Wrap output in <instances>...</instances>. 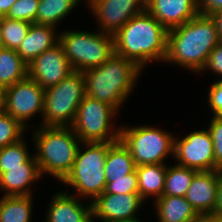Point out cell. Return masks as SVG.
I'll return each mask as SVG.
<instances>
[{
    "mask_svg": "<svg viewBox=\"0 0 222 222\" xmlns=\"http://www.w3.org/2000/svg\"><path fill=\"white\" fill-rule=\"evenodd\" d=\"M24 139L0 148V175L6 171V168L22 167V163L33 156L28 152Z\"/></svg>",
    "mask_w": 222,
    "mask_h": 222,
    "instance_id": "83f0119b",
    "label": "cell"
},
{
    "mask_svg": "<svg viewBox=\"0 0 222 222\" xmlns=\"http://www.w3.org/2000/svg\"><path fill=\"white\" fill-rule=\"evenodd\" d=\"M81 2V0H40L36 24L57 27L66 16Z\"/></svg>",
    "mask_w": 222,
    "mask_h": 222,
    "instance_id": "d4e9b609",
    "label": "cell"
},
{
    "mask_svg": "<svg viewBox=\"0 0 222 222\" xmlns=\"http://www.w3.org/2000/svg\"><path fill=\"white\" fill-rule=\"evenodd\" d=\"M96 32L68 30L59 33V43L73 70L84 72L95 68L114 54L113 35Z\"/></svg>",
    "mask_w": 222,
    "mask_h": 222,
    "instance_id": "52a82bcc",
    "label": "cell"
},
{
    "mask_svg": "<svg viewBox=\"0 0 222 222\" xmlns=\"http://www.w3.org/2000/svg\"><path fill=\"white\" fill-rule=\"evenodd\" d=\"M85 95L83 72L75 70L57 85L45 89L41 125L71 127Z\"/></svg>",
    "mask_w": 222,
    "mask_h": 222,
    "instance_id": "8992f818",
    "label": "cell"
},
{
    "mask_svg": "<svg viewBox=\"0 0 222 222\" xmlns=\"http://www.w3.org/2000/svg\"><path fill=\"white\" fill-rule=\"evenodd\" d=\"M92 204L93 218L102 222H115L136 218L144 200L139 193L111 194L103 193Z\"/></svg>",
    "mask_w": 222,
    "mask_h": 222,
    "instance_id": "5bb4252c",
    "label": "cell"
},
{
    "mask_svg": "<svg viewBox=\"0 0 222 222\" xmlns=\"http://www.w3.org/2000/svg\"><path fill=\"white\" fill-rule=\"evenodd\" d=\"M17 0H0V17H6L8 14L11 6L16 2Z\"/></svg>",
    "mask_w": 222,
    "mask_h": 222,
    "instance_id": "74e56055",
    "label": "cell"
},
{
    "mask_svg": "<svg viewBox=\"0 0 222 222\" xmlns=\"http://www.w3.org/2000/svg\"><path fill=\"white\" fill-rule=\"evenodd\" d=\"M207 101L213 115H222V80L211 85Z\"/></svg>",
    "mask_w": 222,
    "mask_h": 222,
    "instance_id": "d6a6232c",
    "label": "cell"
},
{
    "mask_svg": "<svg viewBox=\"0 0 222 222\" xmlns=\"http://www.w3.org/2000/svg\"><path fill=\"white\" fill-rule=\"evenodd\" d=\"M3 47V44H2V36H1V17H0V48Z\"/></svg>",
    "mask_w": 222,
    "mask_h": 222,
    "instance_id": "b9f144b4",
    "label": "cell"
},
{
    "mask_svg": "<svg viewBox=\"0 0 222 222\" xmlns=\"http://www.w3.org/2000/svg\"><path fill=\"white\" fill-rule=\"evenodd\" d=\"M167 35L168 30L147 10L143 11L113 35L114 53L134 62L143 71L149 62H164Z\"/></svg>",
    "mask_w": 222,
    "mask_h": 222,
    "instance_id": "7a4b0ae2",
    "label": "cell"
},
{
    "mask_svg": "<svg viewBox=\"0 0 222 222\" xmlns=\"http://www.w3.org/2000/svg\"><path fill=\"white\" fill-rule=\"evenodd\" d=\"M146 10L167 30L200 14L199 0H146Z\"/></svg>",
    "mask_w": 222,
    "mask_h": 222,
    "instance_id": "9a60e30c",
    "label": "cell"
},
{
    "mask_svg": "<svg viewBox=\"0 0 222 222\" xmlns=\"http://www.w3.org/2000/svg\"><path fill=\"white\" fill-rule=\"evenodd\" d=\"M177 165L196 171L215 170L214 145L208 129L191 131L185 137L174 136Z\"/></svg>",
    "mask_w": 222,
    "mask_h": 222,
    "instance_id": "30bf717a",
    "label": "cell"
},
{
    "mask_svg": "<svg viewBox=\"0 0 222 222\" xmlns=\"http://www.w3.org/2000/svg\"><path fill=\"white\" fill-rule=\"evenodd\" d=\"M101 32L114 35L132 17L146 11V0H86Z\"/></svg>",
    "mask_w": 222,
    "mask_h": 222,
    "instance_id": "7c38bea8",
    "label": "cell"
},
{
    "mask_svg": "<svg viewBox=\"0 0 222 222\" xmlns=\"http://www.w3.org/2000/svg\"><path fill=\"white\" fill-rule=\"evenodd\" d=\"M40 0H17L10 8L6 17L36 24V13Z\"/></svg>",
    "mask_w": 222,
    "mask_h": 222,
    "instance_id": "f546056e",
    "label": "cell"
},
{
    "mask_svg": "<svg viewBox=\"0 0 222 222\" xmlns=\"http://www.w3.org/2000/svg\"><path fill=\"white\" fill-rule=\"evenodd\" d=\"M219 170L198 171L186 192L185 199L200 215L214 214Z\"/></svg>",
    "mask_w": 222,
    "mask_h": 222,
    "instance_id": "2e32d148",
    "label": "cell"
},
{
    "mask_svg": "<svg viewBox=\"0 0 222 222\" xmlns=\"http://www.w3.org/2000/svg\"><path fill=\"white\" fill-rule=\"evenodd\" d=\"M32 195L2 196L0 198V222H31Z\"/></svg>",
    "mask_w": 222,
    "mask_h": 222,
    "instance_id": "cb8c5ba5",
    "label": "cell"
},
{
    "mask_svg": "<svg viewBox=\"0 0 222 222\" xmlns=\"http://www.w3.org/2000/svg\"><path fill=\"white\" fill-rule=\"evenodd\" d=\"M103 193H139L136 171L120 179H112V182L106 183V188Z\"/></svg>",
    "mask_w": 222,
    "mask_h": 222,
    "instance_id": "4dcf8cb0",
    "label": "cell"
},
{
    "mask_svg": "<svg viewBox=\"0 0 222 222\" xmlns=\"http://www.w3.org/2000/svg\"><path fill=\"white\" fill-rule=\"evenodd\" d=\"M79 200L68 192H56L48 204L44 222H93L92 204L84 206Z\"/></svg>",
    "mask_w": 222,
    "mask_h": 222,
    "instance_id": "e0dca14e",
    "label": "cell"
},
{
    "mask_svg": "<svg viewBox=\"0 0 222 222\" xmlns=\"http://www.w3.org/2000/svg\"><path fill=\"white\" fill-rule=\"evenodd\" d=\"M140 197L145 201L150 196L155 200L163 195L167 165L151 164L136 166Z\"/></svg>",
    "mask_w": 222,
    "mask_h": 222,
    "instance_id": "44dd1931",
    "label": "cell"
},
{
    "mask_svg": "<svg viewBox=\"0 0 222 222\" xmlns=\"http://www.w3.org/2000/svg\"><path fill=\"white\" fill-rule=\"evenodd\" d=\"M26 21L12 20L1 17V36L4 48L17 50L28 33L30 25Z\"/></svg>",
    "mask_w": 222,
    "mask_h": 222,
    "instance_id": "4316f807",
    "label": "cell"
},
{
    "mask_svg": "<svg viewBox=\"0 0 222 222\" xmlns=\"http://www.w3.org/2000/svg\"><path fill=\"white\" fill-rule=\"evenodd\" d=\"M6 91H7V87L0 84V112H3L5 108Z\"/></svg>",
    "mask_w": 222,
    "mask_h": 222,
    "instance_id": "ab89813d",
    "label": "cell"
},
{
    "mask_svg": "<svg viewBox=\"0 0 222 222\" xmlns=\"http://www.w3.org/2000/svg\"><path fill=\"white\" fill-rule=\"evenodd\" d=\"M198 171L177 164L169 167L165 174L163 195L185 197L194 175Z\"/></svg>",
    "mask_w": 222,
    "mask_h": 222,
    "instance_id": "484cf974",
    "label": "cell"
},
{
    "mask_svg": "<svg viewBox=\"0 0 222 222\" xmlns=\"http://www.w3.org/2000/svg\"><path fill=\"white\" fill-rule=\"evenodd\" d=\"M208 130L214 145L215 170L222 171V115H213Z\"/></svg>",
    "mask_w": 222,
    "mask_h": 222,
    "instance_id": "1f68e13d",
    "label": "cell"
},
{
    "mask_svg": "<svg viewBox=\"0 0 222 222\" xmlns=\"http://www.w3.org/2000/svg\"><path fill=\"white\" fill-rule=\"evenodd\" d=\"M120 140L129 149L136 166L164 164L168 155L174 156V135L161 128L120 125Z\"/></svg>",
    "mask_w": 222,
    "mask_h": 222,
    "instance_id": "ba28073f",
    "label": "cell"
},
{
    "mask_svg": "<svg viewBox=\"0 0 222 222\" xmlns=\"http://www.w3.org/2000/svg\"><path fill=\"white\" fill-rule=\"evenodd\" d=\"M117 113L111 105L85 95L71 127L81 142L114 143L120 140V126H113Z\"/></svg>",
    "mask_w": 222,
    "mask_h": 222,
    "instance_id": "9c48e42d",
    "label": "cell"
},
{
    "mask_svg": "<svg viewBox=\"0 0 222 222\" xmlns=\"http://www.w3.org/2000/svg\"><path fill=\"white\" fill-rule=\"evenodd\" d=\"M73 71L60 43L44 51L28 64V76L43 89L57 85Z\"/></svg>",
    "mask_w": 222,
    "mask_h": 222,
    "instance_id": "4fadbf2b",
    "label": "cell"
},
{
    "mask_svg": "<svg viewBox=\"0 0 222 222\" xmlns=\"http://www.w3.org/2000/svg\"><path fill=\"white\" fill-rule=\"evenodd\" d=\"M222 9V0H199V12L201 15L211 16Z\"/></svg>",
    "mask_w": 222,
    "mask_h": 222,
    "instance_id": "e575fe53",
    "label": "cell"
},
{
    "mask_svg": "<svg viewBox=\"0 0 222 222\" xmlns=\"http://www.w3.org/2000/svg\"><path fill=\"white\" fill-rule=\"evenodd\" d=\"M40 127L32 134L39 170L41 175L48 173L62 182L72 170L82 142L72 127Z\"/></svg>",
    "mask_w": 222,
    "mask_h": 222,
    "instance_id": "277c9868",
    "label": "cell"
},
{
    "mask_svg": "<svg viewBox=\"0 0 222 222\" xmlns=\"http://www.w3.org/2000/svg\"><path fill=\"white\" fill-rule=\"evenodd\" d=\"M112 144L110 142H82L72 170L61 183L76 189L73 195L78 198L79 196L80 199L90 198L89 200L93 202L103 194L106 188L104 166L108 149ZM81 147H85L84 151Z\"/></svg>",
    "mask_w": 222,
    "mask_h": 222,
    "instance_id": "5b68a950",
    "label": "cell"
},
{
    "mask_svg": "<svg viewBox=\"0 0 222 222\" xmlns=\"http://www.w3.org/2000/svg\"><path fill=\"white\" fill-rule=\"evenodd\" d=\"M198 222H222V216L207 214L201 216Z\"/></svg>",
    "mask_w": 222,
    "mask_h": 222,
    "instance_id": "f35d334b",
    "label": "cell"
},
{
    "mask_svg": "<svg viewBox=\"0 0 222 222\" xmlns=\"http://www.w3.org/2000/svg\"><path fill=\"white\" fill-rule=\"evenodd\" d=\"M95 219H93V222ZM115 222H142L141 220H139L138 218H131V219H125V220H120V221H115Z\"/></svg>",
    "mask_w": 222,
    "mask_h": 222,
    "instance_id": "60d3db41",
    "label": "cell"
},
{
    "mask_svg": "<svg viewBox=\"0 0 222 222\" xmlns=\"http://www.w3.org/2000/svg\"><path fill=\"white\" fill-rule=\"evenodd\" d=\"M220 42L215 21L198 14L184 24L168 30L164 62L201 73L208 56Z\"/></svg>",
    "mask_w": 222,
    "mask_h": 222,
    "instance_id": "6da1fadb",
    "label": "cell"
},
{
    "mask_svg": "<svg viewBox=\"0 0 222 222\" xmlns=\"http://www.w3.org/2000/svg\"><path fill=\"white\" fill-rule=\"evenodd\" d=\"M44 95L45 89L27 76L7 87L4 111L27 129L29 119L37 113L43 114Z\"/></svg>",
    "mask_w": 222,
    "mask_h": 222,
    "instance_id": "8fae6325",
    "label": "cell"
},
{
    "mask_svg": "<svg viewBox=\"0 0 222 222\" xmlns=\"http://www.w3.org/2000/svg\"><path fill=\"white\" fill-rule=\"evenodd\" d=\"M141 70L134 62L114 53L100 66L83 72L85 94L118 112L132 93Z\"/></svg>",
    "mask_w": 222,
    "mask_h": 222,
    "instance_id": "3957f363",
    "label": "cell"
},
{
    "mask_svg": "<svg viewBox=\"0 0 222 222\" xmlns=\"http://www.w3.org/2000/svg\"><path fill=\"white\" fill-rule=\"evenodd\" d=\"M42 178L35 155L22 167L6 168L0 175V189L4 196H28L32 195L31 185Z\"/></svg>",
    "mask_w": 222,
    "mask_h": 222,
    "instance_id": "ac0fdd59",
    "label": "cell"
},
{
    "mask_svg": "<svg viewBox=\"0 0 222 222\" xmlns=\"http://www.w3.org/2000/svg\"><path fill=\"white\" fill-rule=\"evenodd\" d=\"M26 128L5 111L0 112V148L23 139Z\"/></svg>",
    "mask_w": 222,
    "mask_h": 222,
    "instance_id": "f1b7e54d",
    "label": "cell"
},
{
    "mask_svg": "<svg viewBox=\"0 0 222 222\" xmlns=\"http://www.w3.org/2000/svg\"><path fill=\"white\" fill-rule=\"evenodd\" d=\"M212 71L217 76H222V41H220L210 52L207 62L202 69V72L205 70ZM219 80H222L220 78Z\"/></svg>",
    "mask_w": 222,
    "mask_h": 222,
    "instance_id": "836d02e7",
    "label": "cell"
},
{
    "mask_svg": "<svg viewBox=\"0 0 222 222\" xmlns=\"http://www.w3.org/2000/svg\"><path fill=\"white\" fill-rule=\"evenodd\" d=\"M28 76V64L9 48H0V84L9 87Z\"/></svg>",
    "mask_w": 222,
    "mask_h": 222,
    "instance_id": "603a6c76",
    "label": "cell"
},
{
    "mask_svg": "<svg viewBox=\"0 0 222 222\" xmlns=\"http://www.w3.org/2000/svg\"><path fill=\"white\" fill-rule=\"evenodd\" d=\"M56 27L32 23L16 52L29 64L44 51L59 43Z\"/></svg>",
    "mask_w": 222,
    "mask_h": 222,
    "instance_id": "d6986e66",
    "label": "cell"
},
{
    "mask_svg": "<svg viewBox=\"0 0 222 222\" xmlns=\"http://www.w3.org/2000/svg\"><path fill=\"white\" fill-rule=\"evenodd\" d=\"M211 17L216 23L218 36L220 41H222V9L212 14Z\"/></svg>",
    "mask_w": 222,
    "mask_h": 222,
    "instance_id": "8d00e7d4",
    "label": "cell"
},
{
    "mask_svg": "<svg viewBox=\"0 0 222 222\" xmlns=\"http://www.w3.org/2000/svg\"><path fill=\"white\" fill-rule=\"evenodd\" d=\"M214 214L222 216V171L219 170V182L217 187V200L214 209Z\"/></svg>",
    "mask_w": 222,
    "mask_h": 222,
    "instance_id": "d590c367",
    "label": "cell"
},
{
    "mask_svg": "<svg viewBox=\"0 0 222 222\" xmlns=\"http://www.w3.org/2000/svg\"><path fill=\"white\" fill-rule=\"evenodd\" d=\"M154 205L158 222H198L201 217L185 197L162 195Z\"/></svg>",
    "mask_w": 222,
    "mask_h": 222,
    "instance_id": "ffe728a7",
    "label": "cell"
},
{
    "mask_svg": "<svg viewBox=\"0 0 222 222\" xmlns=\"http://www.w3.org/2000/svg\"><path fill=\"white\" fill-rule=\"evenodd\" d=\"M135 169L136 165L129 149L121 140L114 142L108 149L104 166L106 183L133 173Z\"/></svg>",
    "mask_w": 222,
    "mask_h": 222,
    "instance_id": "7402d4cb",
    "label": "cell"
}]
</instances>
